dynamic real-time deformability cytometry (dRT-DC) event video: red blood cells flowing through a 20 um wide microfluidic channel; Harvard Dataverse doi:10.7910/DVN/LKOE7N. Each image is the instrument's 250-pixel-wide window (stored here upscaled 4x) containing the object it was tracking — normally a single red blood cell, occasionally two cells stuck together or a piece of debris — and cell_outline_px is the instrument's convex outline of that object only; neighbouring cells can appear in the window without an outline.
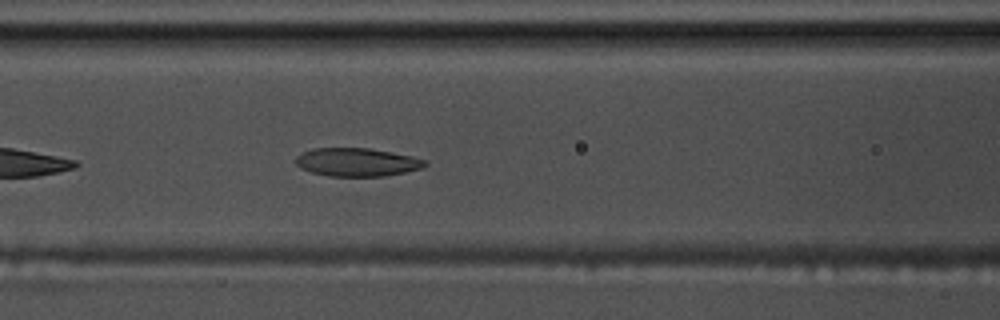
{"species": "common noctule bat (a hibernating species)", "species_latin": "Nyctalus noctula", "temperature_condition": "warm", "stored_images_in_passage": 34, "camera_frame_rate_fps": 3000, "um_per_image_px": 0.085, "animal": {"sex": "male", "body_mass_g": 17.5, "forearm_length_mm": 52.3}, "frame": {"image": 1, "passage_image": 9, "time_ms": 2.667, "image_size_px": [1000, 320], "cell_outline_px": [[428, 164], [420, 168], [404, 172], [384, 176], [328, 176], [312, 172], [300, 168], [296, 164], [296, 156], [312, 148], [368, 148], [392, 152], [412, 156], [428, 160]], "centroid_in_image_um": [30.35, 13.78], "position_along_channel_um": 136.3, "area_um2": 21.27}}
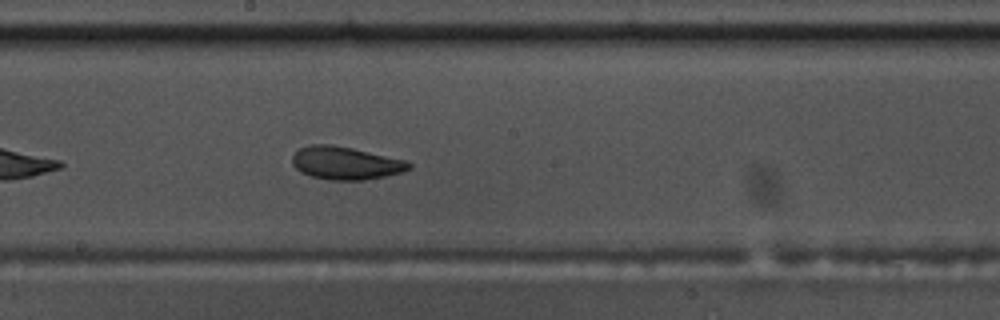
{"frame": {"image": 2, "passage_image": 16, "time_ms": 5.0, "image_size_px": [1000, 320], "cell_outline_px": [[412, 168], [400, 172], [384, 176], [364, 180], [328, 180], [312, 176], [300, 172], [292, 164], [292, 156], [300, 148], [312, 144], [328, 144], [352, 148], [404, 160], [412, 164]], "centroid_in_image_um": [29.35, 13.87], "position_along_channel_um": 218.9, "area_um2": 22.14}}
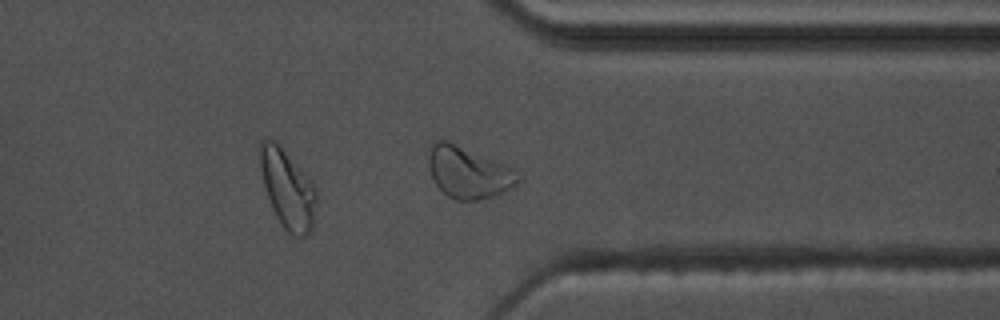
{"frame": {"image": 3, "passage_image": 29, "time_ms": 9.333, "image_size_px": [1000, 320], "cell_outline_px": [[520, 180], [516, 184], [492, 196], [480, 200], [456, 200], [448, 196], [432, 180], [428, 164], [428, 156], [432, 144], [436, 140], [448, 140], [504, 164], [512, 168], [520, 176]], "centroid_in_image_um": [39.77, 14.64], "position_along_channel_um": 371.6, "area_um2": 26.59}, "authors_computed_cell_mechanics": {"area_um2": 22.1663, "velocity_mm_per_s": 3.5612, "shape_relaxation_time_tau1_ms": 7.7408, "shape_relaxation_time_tau2_ms": 3.0807, "deformation_change_tau1": 0.1874, "deformation_change_tau2": 0.091}}